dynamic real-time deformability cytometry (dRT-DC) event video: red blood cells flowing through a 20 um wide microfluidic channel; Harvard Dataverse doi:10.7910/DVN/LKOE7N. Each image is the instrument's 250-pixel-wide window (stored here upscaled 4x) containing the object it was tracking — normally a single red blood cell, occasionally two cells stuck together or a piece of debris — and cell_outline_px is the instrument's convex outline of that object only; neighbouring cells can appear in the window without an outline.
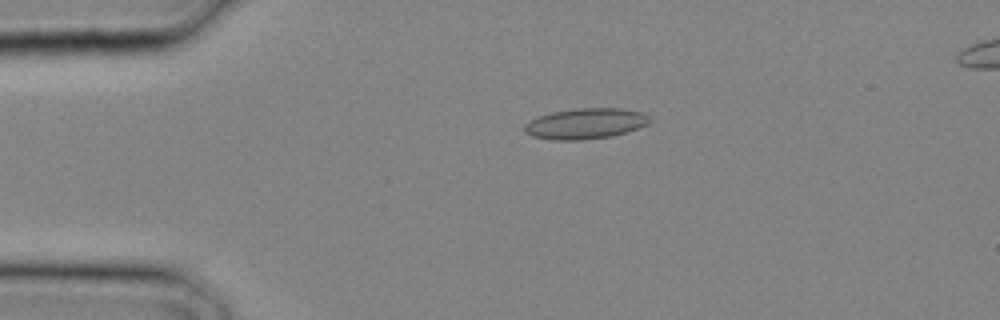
{"species": "common noctule bat (a hibernating species)", "species_latin": "Nyctalus noctula", "temperature_condition": "cold", "stored_images_in_passage": 28, "camera_frame_rate_fps": 3000, "um_per_image_px": 0.085, "animal": {"sex": "male", "body_mass_g": 20.4}, "frame": {"image": 1, "passage_image": 6, "time_ms": 1.667, "image_size_px": [1000, 320], "cell_outline_px": [[652, 120], [648, 124], [612, 136], [584, 140], [552, 140], [532, 136], [524, 132], [524, 124], [540, 116], [552, 112], [576, 108], [620, 108], [640, 112], [648, 116]], "centroid_in_image_um": [49.75, 10.51], "position_along_channel_um": 35.3, "area_um2": 22.25}}
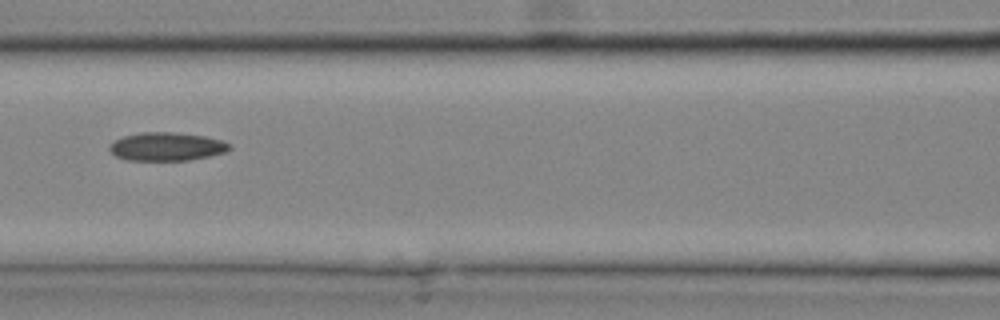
{"frame": {"image": 2, "passage_image": 13, "time_ms": 4.0, "image_size_px": [1000, 320], "cell_outline_px": [[232, 148], [228, 152], [192, 160], [128, 160], [116, 156], [108, 148], [116, 140], [124, 136], [140, 132], [176, 132], [204, 136], [220, 140], [232, 144]], "centroid_in_image_um": [14.23, 12.46], "position_along_channel_um": 152.4, "area_um2": 19.88}}
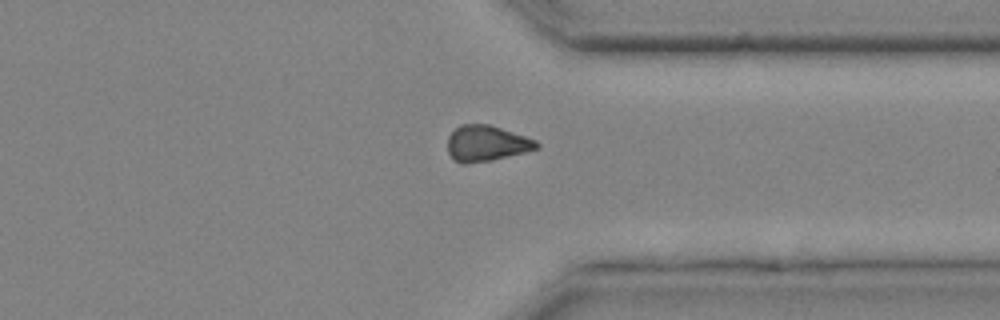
{"frame": {"image": 3, "passage_image": 23, "time_ms": 7.333, "image_size_px": [1000, 320], "cell_outline_px": [[540, 148], [492, 160], [464, 164], [452, 160], [448, 152], [448, 136], [460, 124], [488, 124], [536, 140], [540, 144]], "centroid_in_image_um": [41.32, 12.2], "position_along_channel_um": 370.1, "area_um2": 18.5}}